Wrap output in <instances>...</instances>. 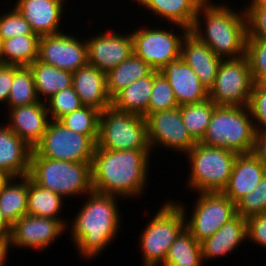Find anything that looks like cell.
I'll list each match as a JSON object with an SVG mask.
<instances>
[{
    "label": "cell",
    "instance_id": "obj_39",
    "mask_svg": "<svg viewBox=\"0 0 266 266\" xmlns=\"http://www.w3.org/2000/svg\"><path fill=\"white\" fill-rule=\"evenodd\" d=\"M6 6V11L3 10L0 15V39L3 41L18 35L32 34L33 31L31 30L29 23L18 9L14 5L12 6V2L10 4L11 7H8L7 4Z\"/></svg>",
    "mask_w": 266,
    "mask_h": 266
},
{
    "label": "cell",
    "instance_id": "obj_46",
    "mask_svg": "<svg viewBox=\"0 0 266 266\" xmlns=\"http://www.w3.org/2000/svg\"><path fill=\"white\" fill-rule=\"evenodd\" d=\"M12 248L10 238H0V266H6L8 261V255L12 252L10 249Z\"/></svg>",
    "mask_w": 266,
    "mask_h": 266
},
{
    "label": "cell",
    "instance_id": "obj_33",
    "mask_svg": "<svg viewBox=\"0 0 266 266\" xmlns=\"http://www.w3.org/2000/svg\"><path fill=\"white\" fill-rule=\"evenodd\" d=\"M216 106L209 98L200 103L179 106L183 123L196 142L204 137Z\"/></svg>",
    "mask_w": 266,
    "mask_h": 266
},
{
    "label": "cell",
    "instance_id": "obj_24",
    "mask_svg": "<svg viewBox=\"0 0 266 266\" xmlns=\"http://www.w3.org/2000/svg\"><path fill=\"white\" fill-rule=\"evenodd\" d=\"M2 124L0 122V170L13 177L28 176L32 148L4 122Z\"/></svg>",
    "mask_w": 266,
    "mask_h": 266
},
{
    "label": "cell",
    "instance_id": "obj_5",
    "mask_svg": "<svg viewBox=\"0 0 266 266\" xmlns=\"http://www.w3.org/2000/svg\"><path fill=\"white\" fill-rule=\"evenodd\" d=\"M185 188L192 192H222L228 185L237 152L197 142L186 154Z\"/></svg>",
    "mask_w": 266,
    "mask_h": 266
},
{
    "label": "cell",
    "instance_id": "obj_31",
    "mask_svg": "<svg viewBox=\"0 0 266 266\" xmlns=\"http://www.w3.org/2000/svg\"><path fill=\"white\" fill-rule=\"evenodd\" d=\"M201 243L185 228L170 246L162 266H205Z\"/></svg>",
    "mask_w": 266,
    "mask_h": 266
},
{
    "label": "cell",
    "instance_id": "obj_17",
    "mask_svg": "<svg viewBox=\"0 0 266 266\" xmlns=\"http://www.w3.org/2000/svg\"><path fill=\"white\" fill-rule=\"evenodd\" d=\"M67 1L69 0H15L12 5L23 15L33 33L41 37L64 31L61 24L66 23L62 21L68 15L65 13L69 4Z\"/></svg>",
    "mask_w": 266,
    "mask_h": 266
},
{
    "label": "cell",
    "instance_id": "obj_22",
    "mask_svg": "<svg viewBox=\"0 0 266 266\" xmlns=\"http://www.w3.org/2000/svg\"><path fill=\"white\" fill-rule=\"evenodd\" d=\"M72 86L83 106L99 111L111 106L107 91L106 73L92 65H85L73 72Z\"/></svg>",
    "mask_w": 266,
    "mask_h": 266
},
{
    "label": "cell",
    "instance_id": "obj_10",
    "mask_svg": "<svg viewBox=\"0 0 266 266\" xmlns=\"http://www.w3.org/2000/svg\"><path fill=\"white\" fill-rule=\"evenodd\" d=\"M195 194L197 198L191 203L193 204V209H190L191 213H189V209H186L188 206H185V202L174 201L184 212L186 229L201 243L234 218L237 212L236 204L223 192H201ZM189 214L190 216H188Z\"/></svg>",
    "mask_w": 266,
    "mask_h": 266
},
{
    "label": "cell",
    "instance_id": "obj_13",
    "mask_svg": "<svg viewBox=\"0 0 266 266\" xmlns=\"http://www.w3.org/2000/svg\"><path fill=\"white\" fill-rule=\"evenodd\" d=\"M145 118L151 153L158 151L156 149L160 147L159 149L179 151L185 155L197 143L183 123L179 106L171 110L147 114Z\"/></svg>",
    "mask_w": 266,
    "mask_h": 266
},
{
    "label": "cell",
    "instance_id": "obj_36",
    "mask_svg": "<svg viewBox=\"0 0 266 266\" xmlns=\"http://www.w3.org/2000/svg\"><path fill=\"white\" fill-rule=\"evenodd\" d=\"M173 89L167 79L153 70V89L148 104V114L171 110L178 107Z\"/></svg>",
    "mask_w": 266,
    "mask_h": 266
},
{
    "label": "cell",
    "instance_id": "obj_4",
    "mask_svg": "<svg viewBox=\"0 0 266 266\" xmlns=\"http://www.w3.org/2000/svg\"><path fill=\"white\" fill-rule=\"evenodd\" d=\"M92 162H71L30 157L28 177L63 199L84 196L92 191Z\"/></svg>",
    "mask_w": 266,
    "mask_h": 266
},
{
    "label": "cell",
    "instance_id": "obj_51",
    "mask_svg": "<svg viewBox=\"0 0 266 266\" xmlns=\"http://www.w3.org/2000/svg\"><path fill=\"white\" fill-rule=\"evenodd\" d=\"M260 83L266 87V76L260 81Z\"/></svg>",
    "mask_w": 266,
    "mask_h": 266
},
{
    "label": "cell",
    "instance_id": "obj_37",
    "mask_svg": "<svg viewBox=\"0 0 266 266\" xmlns=\"http://www.w3.org/2000/svg\"><path fill=\"white\" fill-rule=\"evenodd\" d=\"M236 212L246 220L266 212V173L253 191L236 203Z\"/></svg>",
    "mask_w": 266,
    "mask_h": 266
},
{
    "label": "cell",
    "instance_id": "obj_16",
    "mask_svg": "<svg viewBox=\"0 0 266 266\" xmlns=\"http://www.w3.org/2000/svg\"><path fill=\"white\" fill-rule=\"evenodd\" d=\"M107 28L86 38L88 64L104 73L117 67L133 53L131 34ZM109 29V30H108ZM118 30V31H115Z\"/></svg>",
    "mask_w": 266,
    "mask_h": 266
},
{
    "label": "cell",
    "instance_id": "obj_34",
    "mask_svg": "<svg viewBox=\"0 0 266 266\" xmlns=\"http://www.w3.org/2000/svg\"><path fill=\"white\" fill-rule=\"evenodd\" d=\"M37 102H40V100L36 93L31 69L29 66L13 65V82L11 84L7 107L5 108L10 109Z\"/></svg>",
    "mask_w": 266,
    "mask_h": 266
},
{
    "label": "cell",
    "instance_id": "obj_43",
    "mask_svg": "<svg viewBox=\"0 0 266 266\" xmlns=\"http://www.w3.org/2000/svg\"><path fill=\"white\" fill-rule=\"evenodd\" d=\"M266 249V212L247 219V242Z\"/></svg>",
    "mask_w": 266,
    "mask_h": 266
},
{
    "label": "cell",
    "instance_id": "obj_44",
    "mask_svg": "<svg viewBox=\"0 0 266 266\" xmlns=\"http://www.w3.org/2000/svg\"><path fill=\"white\" fill-rule=\"evenodd\" d=\"M13 82V65H0V105H7L11 84ZM5 104V105H4Z\"/></svg>",
    "mask_w": 266,
    "mask_h": 266
},
{
    "label": "cell",
    "instance_id": "obj_38",
    "mask_svg": "<svg viewBox=\"0 0 266 266\" xmlns=\"http://www.w3.org/2000/svg\"><path fill=\"white\" fill-rule=\"evenodd\" d=\"M47 111L49 113L50 120H59L61 117L70 114L76 109L82 107L80 98L74 91L73 86L67 89H63L46 102Z\"/></svg>",
    "mask_w": 266,
    "mask_h": 266
},
{
    "label": "cell",
    "instance_id": "obj_1",
    "mask_svg": "<svg viewBox=\"0 0 266 266\" xmlns=\"http://www.w3.org/2000/svg\"><path fill=\"white\" fill-rule=\"evenodd\" d=\"M86 196L66 229L70 231L75 252L90 261L106 251L121 234L123 215L117 202L124 199L93 190Z\"/></svg>",
    "mask_w": 266,
    "mask_h": 266
},
{
    "label": "cell",
    "instance_id": "obj_49",
    "mask_svg": "<svg viewBox=\"0 0 266 266\" xmlns=\"http://www.w3.org/2000/svg\"><path fill=\"white\" fill-rule=\"evenodd\" d=\"M4 64H5V58H4L3 44L2 40L0 39V65Z\"/></svg>",
    "mask_w": 266,
    "mask_h": 266
},
{
    "label": "cell",
    "instance_id": "obj_35",
    "mask_svg": "<svg viewBox=\"0 0 266 266\" xmlns=\"http://www.w3.org/2000/svg\"><path fill=\"white\" fill-rule=\"evenodd\" d=\"M100 113L101 111L93 107L82 106L61 117L58 122L71 131L89 136L97 143Z\"/></svg>",
    "mask_w": 266,
    "mask_h": 266
},
{
    "label": "cell",
    "instance_id": "obj_27",
    "mask_svg": "<svg viewBox=\"0 0 266 266\" xmlns=\"http://www.w3.org/2000/svg\"><path fill=\"white\" fill-rule=\"evenodd\" d=\"M153 89V70L119 91L112 99L111 106L122 112L142 116L148 114V104Z\"/></svg>",
    "mask_w": 266,
    "mask_h": 266
},
{
    "label": "cell",
    "instance_id": "obj_23",
    "mask_svg": "<svg viewBox=\"0 0 266 266\" xmlns=\"http://www.w3.org/2000/svg\"><path fill=\"white\" fill-rule=\"evenodd\" d=\"M181 57L197 74L200 82L209 90L214 84L223 58L217 56L190 31L182 41Z\"/></svg>",
    "mask_w": 266,
    "mask_h": 266
},
{
    "label": "cell",
    "instance_id": "obj_40",
    "mask_svg": "<svg viewBox=\"0 0 266 266\" xmlns=\"http://www.w3.org/2000/svg\"><path fill=\"white\" fill-rule=\"evenodd\" d=\"M247 1L249 2H243L247 18V38H258L266 41V2Z\"/></svg>",
    "mask_w": 266,
    "mask_h": 266
},
{
    "label": "cell",
    "instance_id": "obj_7",
    "mask_svg": "<svg viewBox=\"0 0 266 266\" xmlns=\"http://www.w3.org/2000/svg\"><path fill=\"white\" fill-rule=\"evenodd\" d=\"M256 128L248 106H216L207 131L200 143L252 153Z\"/></svg>",
    "mask_w": 266,
    "mask_h": 266
},
{
    "label": "cell",
    "instance_id": "obj_28",
    "mask_svg": "<svg viewBox=\"0 0 266 266\" xmlns=\"http://www.w3.org/2000/svg\"><path fill=\"white\" fill-rule=\"evenodd\" d=\"M64 205L65 199L60 195L51 190L40 187L28 177V215L59 219L68 226V220L70 219L66 220V217L64 218L61 215L62 213H65L62 211V209L66 207Z\"/></svg>",
    "mask_w": 266,
    "mask_h": 266
},
{
    "label": "cell",
    "instance_id": "obj_45",
    "mask_svg": "<svg viewBox=\"0 0 266 266\" xmlns=\"http://www.w3.org/2000/svg\"><path fill=\"white\" fill-rule=\"evenodd\" d=\"M253 153L266 167V130H256Z\"/></svg>",
    "mask_w": 266,
    "mask_h": 266
},
{
    "label": "cell",
    "instance_id": "obj_42",
    "mask_svg": "<svg viewBox=\"0 0 266 266\" xmlns=\"http://www.w3.org/2000/svg\"><path fill=\"white\" fill-rule=\"evenodd\" d=\"M248 107L256 130H266V87L260 82L253 85Z\"/></svg>",
    "mask_w": 266,
    "mask_h": 266
},
{
    "label": "cell",
    "instance_id": "obj_8",
    "mask_svg": "<svg viewBox=\"0 0 266 266\" xmlns=\"http://www.w3.org/2000/svg\"><path fill=\"white\" fill-rule=\"evenodd\" d=\"M156 21L159 20H155V26L150 24V27H148V24H146L142 27L141 24L140 28L138 25L134 28L135 30L129 28L132 32L129 30L128 32H130L133 41V53L153 70L160 71L170 61L181 56L182 41L190 30L172 24L168 26L169 28L173 27L170 30L167 27L165 28L164 24H157Z\"/></svg>",
    "mask_w": 266,
    "mask_h": 266
},
{
    "label": "cell",
    "instance_id": "obj_29",
    "mask_svg": "<svg viewBox=\"0 0 266 266\" xmlns=\"http://www.w3.org/2000/svg\"><path fill=\"white\" fill-rule=\"evenodd\" d=\"M28 176L13 177L0 192V210L13 225L27 214Z\"/></svg>",
    "mask_w": 266,
    "mask_h": 266
},
{
    "label": "cell",
    "instance_id": "obj_50",
    "mask_svg": "<svg viewBox=\"0 0 266 266\" xmlns=\"http://www.w3.org/2000/svg\"><path fill=\"white\" fill-rule=\"evenodd\" d=\"M129 1H131V0H129ZM133 2L136 3V4L134 3V5H137V3H138L137 6H138L139 8H141V7H143V6L148 2V0H132V3H133Z\"/></svg>",
    "mask_w": 266,
    "mask_h": 266
},
{
    "label": "cell",
    "instance_id": "obj_11",
    "mask_svg": "<svg viewBox=\"0 0 266 266\" xmlns=\"http://www.w3.org/2000/svg\"><path fill=\"white\" fill-rule=\"evenodd\" d=\"M96 143L64 127L57 120H50L41 141L32 149L30 157L71 162H92Z\"/></svg>",
    "mask_w": 266,
    "mask_h": 266
},
{
    "label": "cell",
    "instance_id": "obj_14",
    "mask_svg": "<svg viewBox=\"0 0 266 266\" xmlns=\"http://www.w3.org/2000/svg\"><path fill=\"white\" fill-rule=\"evenodd\" d=\"M63 31L39 38L38 59L59 69L75 72L88 64L86 36ZM77 35V37H76Z\"/></svg>",
    "mask_w": 266,
    "mask_h": 266
},
{
    "label": "cell",
    "instance_id": "obj_41",
    "mask_svg": "<svg viewBox=\"0 0 266 266\" xmlns=\"http://www.w3.org/2000/svg\"><path fill=\"white\" fill-rule=\"evenodd\" d=\"M245 57L254 83L260 82L266 76V41L246 38Z\"/></svg>",
    "mask_w": 266,
    "mask_h": 266
},
{
    "label": "cell",
    "instance_id": "obj_6",
    "mask_svg": "<svg viewBox=\"0 0 266 266\" xmlns=\"http://www.w3.org/2000/svg\"><path fill=\"white\" fill-rule=\"evenodd\" d=\"M161 205L138 237L142 266H162L170 246L186 228L184 212L174 199H166Z\"/></svg>",
    "mask_w": 266,
    "mask_h": 266
},
{
    "label": "cell",
    "instance_id": "obj_9",
    "mask_svg": "<svg viewBox=\"0 0 266 266\" xmlns=\"http://www.w3.org/2000/svg\"><path fill=\"white\" fill-rule=\"evenodd\" d=\"M96 146L113 151L151 150L147 140L146 118L116 110L112 106L104 109L100 113Z\"/></svg>",
    "mask_w": 266,
    "mask_h": 266
},
{
    "label": "cell",
    "instance_id": "obj_26",
    "mask_svg": "<svg viewBox=\"0 0 266 266\" xmlns=\"http://www.w3.org/2000/svg\"><path fill=\"white\" fill-rule=\"evenodd\" d=\"M29 68L32 71L36 93L41 102H46L57 92L72 87L73 73L70 71L44 63L38 58L29 65Z\"/></svg>",
    "mask_w": 266,
    "mask_h": 266
},
{
    "label": "cell",
    "instance_id": "obj_20",
    "mask_svg": "<svg viewBox=\"0 0 266 266\" xmlns=\"http://www.w3.org/2000/svg\"><path fill=\"white\" fill-rule=\"evenodd\" d=\"M247 220L236 215L229 222L225 223L212 236L201 242L202 259L207 262L221 259L231 253L238 252V247L247 243Z\"/></svg>",
    "mask_w": 266,
    "mask_h": 266
},
{
    "label": "cell",
    "instance_id": "obj_21",
    "mask_svg": "<svg viewBox=\"0 0 266 266\" xmlns=\"http://www.w3.org/2000/svg\"><path fill=\"white\" fill-rule=\"evenodd\" d=\"M265 173L266 167L253 152L238 154L228 185L222 192L236 204L253 191Z\"/></svg>",
    "mask_w": 266,
    "mask_h": 266
},
{
    "label": "cell",
    "instance_id": "obj_19",
    "mask_svg": "<svg viewBox=\"0 0 266 266\" xmlns=\"http://www.w3.org/2000/svg\"><path fill=\"white\" fill-rule=\"evenodd\" d=\"M171 85L178 105L200 103L209 98L208 89L180 56L159 71Z\"/></svg>",
    "mask_w": 266,
    "mask_h": 266
},
{
    "label": "cell",
    "instance_id": "obj_48",
    "mask_svg": "<svg viewBox=\"0 0 266 266\" xmlns=\"http://www.w3.org/2000/svg\"><path fill=\"white\" fill-rule=\"evenodd\" d=\"M12 178L13 176L8 174L6 171L0 170V192L4 189V187Z\"/></svg>",
    "mask_w": 266,
    "mask_h": 266
},
{
    "label": "cell",
    "instance_id": "obj_18",
    "mask_svg": "<svg viewBox=\"0 0 266 266\" xmlns=\"http://www.w3.org/2000/svg\"><path fill=\"white\" fill-rule=\"evenodd\" d=\"M7 110L5 124L33 149L41 141L50 122L46 103L40 101Z\"/></svg>",
    "mask_w": 266,
    "mask_h": 266
},
{
    "label": "cell",
    "instance_id": "obj_2",
    "mask_svg": "<svg viewBox=\"0 0 266 266\" xmlns=\"http://www.w3.org/2000/svg\"><path fill=\"white\" fill-rule=\"evenodd\" d=\"M150 152L151 150L113 151L96 146L91 165L92 190L123 199L142 197L147 193L151 174L149 167L153 153Z\"/></svg>",
    "mask_w": 266,
    "mask_h": 266
},
{
    "label": "cell",
    "instance_id": "obj_32",
    "mask_svg": "<svg viewBox=\"0 0 266 266\" xmlns=\"http://www.w3.org/2000/svg\"><path fill=\"white\" fill-rule=\"evenodd\" d=\"M39 36L18 35L2 41L5 64L29 66L38 58Z\"/></svg>",
    "mask_w": 266,
    "mask_h": 266
},
{
    "label": "cell",
    "instance_id": "obj_12",
    "mask_svg": "<svg viewBox=\"0 0 266 266\" xmlns=\"http://www.w3.org/2000/svg\"><path fill=\"white\" fill-rule=\"evenodd\" d=\"M253 85L245 56L223 59L214 84L208 90V96L218 106H248Z\"/></svg>",
    "mask_w": 266,
    "mask_h": 266
},
{
    "label": "cell",
    "instance_id": "obj_25",
    "mask_svg": "<svg viewBox=\"0 0 266 266\" xmlns=\"http://www.w3.org/2000/svg\"><path fill=\"white\" fill-rule=\"evenodd\" d=\"M205 0H148L142 7L143 12H148L160 19L191 30L198 9ZM162 20V21H161Z\"/></svg>",
    "mask_w": 266,
    "mask_h": 266
},
{
    "label": "cell",
    "instance_id": "obj_47",
    "mask_svg": "<svg viewBox=\"0 0 266 266\" xmlns=\"http://www.w3.org/2000/svg\"><path fill=\"white\" fill-rule=\"evenodd\" d=\"M12 231V225L3 216L0 210V238H10Z\"/></svg>",
    "mask_w": 266,
    "mask_h": 266
},
{
    "label": "cell",
    "instance_id": "obj_30",
    "mask_svg": "<svg viewBox=\"0 0 266 266\" xmlns=\"http://www.w3.org/2000/svg\"><path fill=\"white\" fill-rule=\"evenodd\" d=\"M153 69L132 53L125 61L106 73L107 91L112 99L131 83L146 77Z\"/></svg>",
    "mask_w": 266,
    "mask_h": 266
},
{
    "label": "cell",
    "instance_id": "obj_15",
    "mask_svg": "<svg viewBox=\"0 0 266 266\" xmlns=\"http://www.w3.org/2000/svg\"><path fill=\"white\" fill-rule=\"evenodd\" d=\"M67 233L66 225L59 219L24 215L12 225V248L45 251L55 243L63 233Z\"/></svg>",
    "mask_w": 266,
    "mask_h": 266
},
{
    "label": "cell",
    "instance_id": "obj_3",
    "mask_svg": "<svg viewBox=\"0 0 266 266\" xmlns=\"http://www.w3.org/2000/svg\"><path fill=\"white\" fill-rule=\"evenodd\" d=\"M212 1L201 4L190 32L223 59L244 57L247 38L244 6L236 10L231 4Z\"/></svg>",
    "mask_w": 266,
    "mask_h": 266
}]
</instances>
